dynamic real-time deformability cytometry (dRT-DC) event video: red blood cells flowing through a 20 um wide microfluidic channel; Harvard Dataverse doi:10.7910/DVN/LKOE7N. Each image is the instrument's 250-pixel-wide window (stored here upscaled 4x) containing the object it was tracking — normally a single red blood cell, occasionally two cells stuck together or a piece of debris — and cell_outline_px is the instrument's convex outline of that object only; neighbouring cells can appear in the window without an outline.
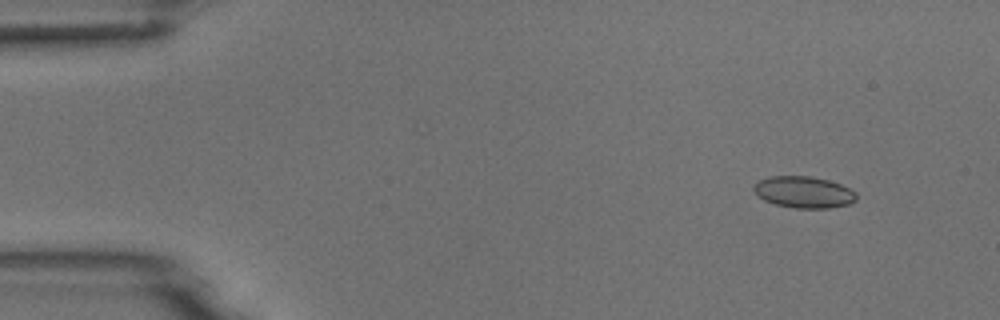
{"species": "common noctule bat (a hibernating species)", "species_latin": "Nyctalus noctula", "temperature_condition": "room temperature", "stored_images_in_passage": 4, "camera_frame_rate_fps": 3000, "um_per_image_px": 0.085, "animal": {"sex": "male", "body_mass_g": 18.8}, "frame": {"image": 1, "passage_image": 1, "time_ms": 0.0, "image_size_px": [1000, 320], "cell_outline_px": [[856, 200], [848, 204], [828, 208], [796, 208], [776, 204], [764, 200], [752, 188], [760, 180], [768, 176], [812, 176], [828, 180], [840, 184], [856, 192]], "centroid_in_image_um": [68.33, 16.32], "position_along_channel_um": 16.7, "area_um2": 18.67}}
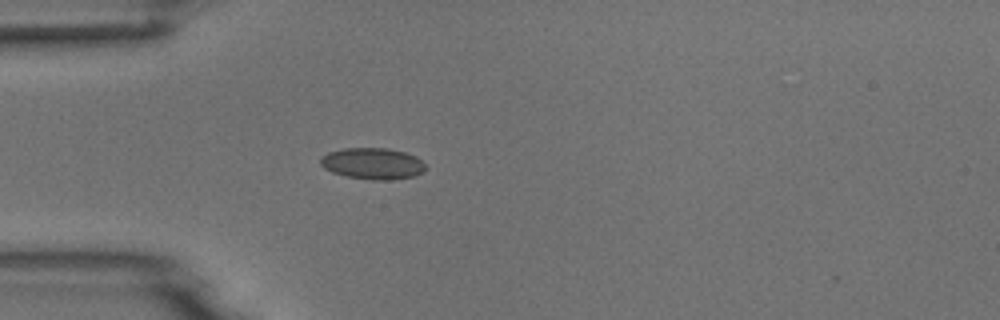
{"frame": {"image": 2, "passage_image": 4, "time_ms": 3.333, "image_size_px": [1000, 320], "cell_outline_px": [[428, 168], [424, 172], [416, 176], [388, 180], [372, 180], [348, 176], [332, 172], [324, 168], [320, 164], [320, 156], [328, 152], [344, 148], [388, 148], [404, 152], [416, 156]], "centroid_in_image_um": [31.69, 13.9], "position_along_channel_um": 53.3, "area_um2": 19.36}}